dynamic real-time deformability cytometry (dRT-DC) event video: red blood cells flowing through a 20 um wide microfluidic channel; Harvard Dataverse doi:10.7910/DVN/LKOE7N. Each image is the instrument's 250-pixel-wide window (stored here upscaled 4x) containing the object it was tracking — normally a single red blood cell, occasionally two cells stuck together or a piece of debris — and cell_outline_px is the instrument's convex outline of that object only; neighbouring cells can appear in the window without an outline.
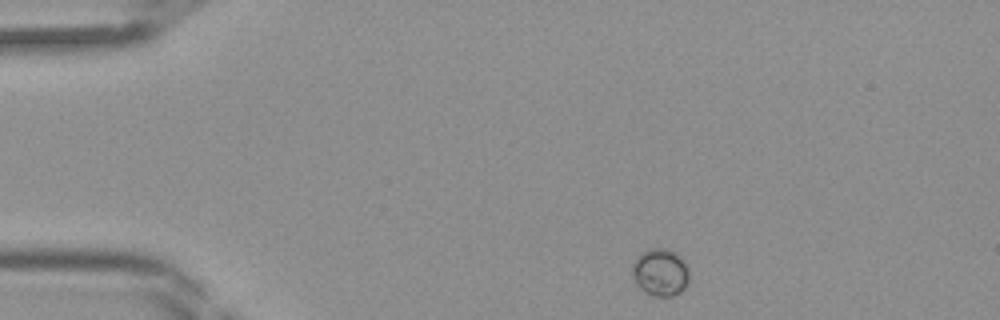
{"species": "Egyptian fruit bat (a non-hibernating species)", "species_latin": "Rousettus aegyptiacus", "temperature_condition": "room temperature", "stored_images_in_passage": 38, "camera_frame_rate_fps": 3000, "um_per_image_px": 0.085, "frame": {"image": 1, "passage_image": 1, "time_ms": 0.0, "image_size_px": [1000, 320], "cell_outline_px": [[688, 280], [684, 288], [680, 292], [672, 296], [652, 296], [644, 292], [636, 284], [632, 276], [632, 264], [636, 256], [640, 252], [648, 248], [668, 248], [676, 252], [688, 268]], "centroid_in_image_um": [56.09, 23.13], "position_along_channel_um": 28.9, "area_um2": 15.95}}
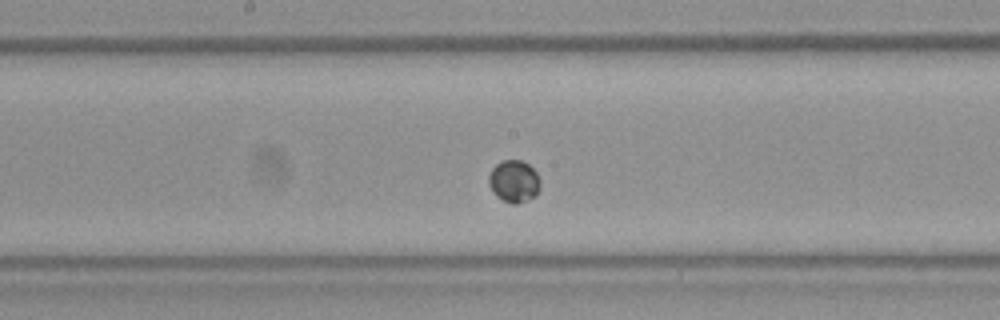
{"frame": {"image": 2, "passage_image": 17, "time_ms": 5.333, "image_size_px": [1000, 320], "cell_outline_px": [[540, 188], [536, 196], [528, 200], [516, 204], [512, 204], [496, 196], [492, 192], [488, 184], [488, 176], [492, 168], [496, 164], [504, 160], [520, 160], [528, 164], [536, 172], [540, 180]], "centroid_in_image_um": [43.68, 15.42], "position_along_channel_um": 204.5, "area_um2": 12.77}}
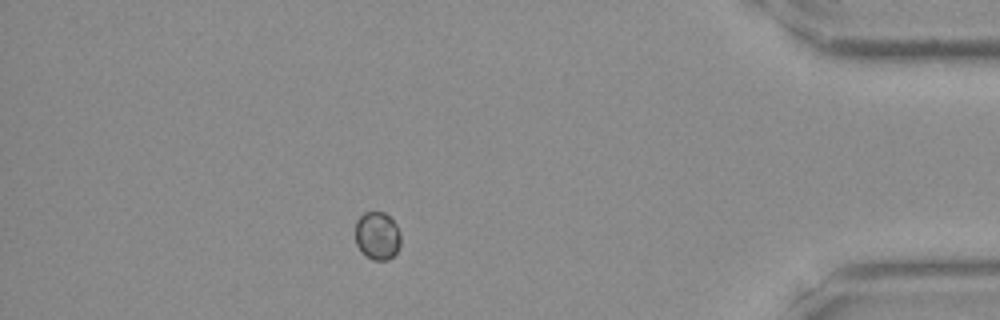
{"frame": {"image": 3, "passage_image": 33, "time_ms": 10.667, "image_size_px": [1000, 320], "cell_outline_px": [[400, 244], [396, 252], [388, 260], [372, 260], [360, 252], [356, 244], [356, 220], [364, 212], [384, 212], [396, 224], [400, 232]], "centroid_in_image_um": [32.06, 20.05], "position_along_channel_um": 403.1, "area_um2": 12.77}}